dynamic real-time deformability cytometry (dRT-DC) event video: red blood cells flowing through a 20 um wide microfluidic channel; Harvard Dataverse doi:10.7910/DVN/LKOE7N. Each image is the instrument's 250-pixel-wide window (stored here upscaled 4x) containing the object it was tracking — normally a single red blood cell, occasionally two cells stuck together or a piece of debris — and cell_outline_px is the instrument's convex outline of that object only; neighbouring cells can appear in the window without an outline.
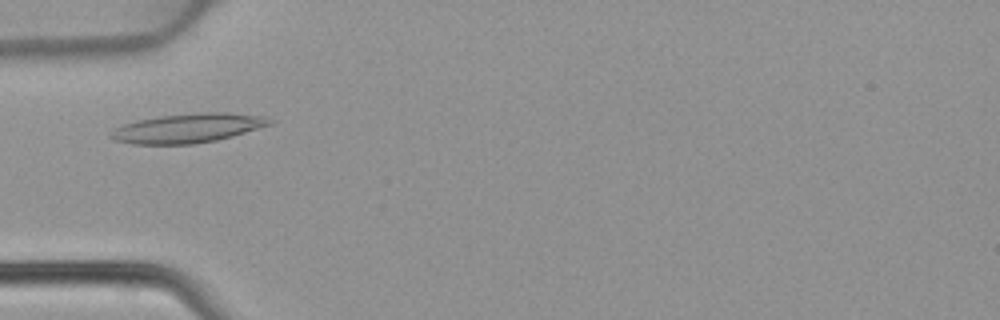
{"species": "common noctule bat (a hibernating species)", "species_latin": "Nyctalus noctula", "temperature_condition": "warm", "stored_images_in_passage": 42, "camera_frame_rate_fps": 3000, "um_per_image_px": 0.085, "animal": {"sex": "female", "body_mass_g": 22.7, "forearm_length_mm": 54.2}, "frame": {"image": 1, "passage_image": 10, "time_ms": 3.0, "image_size_px": [1000, 320], "cell_outline_px": [[276, 120], [272, 124], [232, 136], [216, 140], [192, 144], [132, 144], [116, 140], [108, 136], [108, 132], [112, 128], [136, 120], [160, 116], [196, 112], [224, 112], [264, 116]], "centroid_in_image_um": [15.94, 10.88], "position_along_channel_um": 69.1, "area_um2": 27.28}}
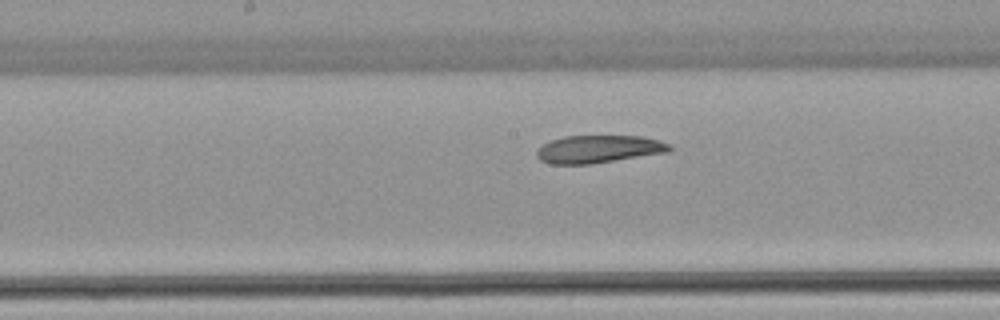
{"frame": {"image": 2, "passage_image": 19, "time_ms": 6.0, "image_size_px": [1000, 320], "cell_outline_px": [[672, 148], [668, 152], [592, 164], [548, 164], [540, 160], [536, 156], [536, 152], [544, 144], [552, 140], [564, 136], [640, 136], [660, 140], [672, 144]], "centroid_in_image_um": [50.91, 12.68], "position_along_channel_um": 197.3, "area_um2": 21.5}}
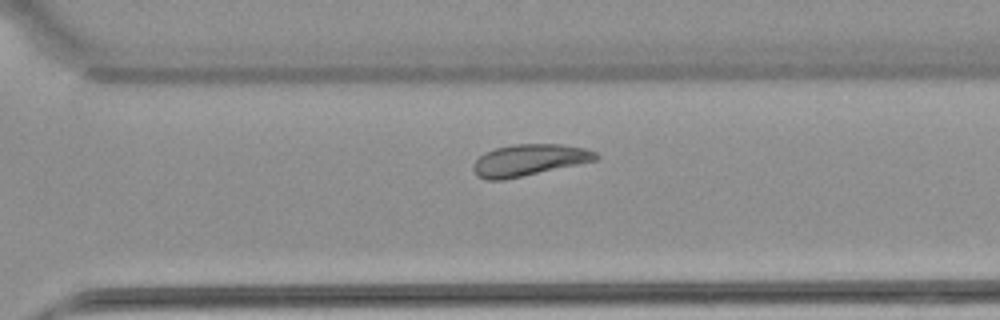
{"frame": {"image": 3, "passage_image": 28, "time_ms": 9.0, "image_size_px": [1000, 320], "cell_outline_px": [[600, 156], [596, 160], [504, 180], [484, 180], [476, 176], [472, 168], [472, 164], [484, 152], [496, 148], [512, 144], [564, 144], [584, 148], [596, 152]], "centroid_in_image_um": [44.93, 13.6], "position_along_channel_um": 325.7, "area_um2": 22.6}}